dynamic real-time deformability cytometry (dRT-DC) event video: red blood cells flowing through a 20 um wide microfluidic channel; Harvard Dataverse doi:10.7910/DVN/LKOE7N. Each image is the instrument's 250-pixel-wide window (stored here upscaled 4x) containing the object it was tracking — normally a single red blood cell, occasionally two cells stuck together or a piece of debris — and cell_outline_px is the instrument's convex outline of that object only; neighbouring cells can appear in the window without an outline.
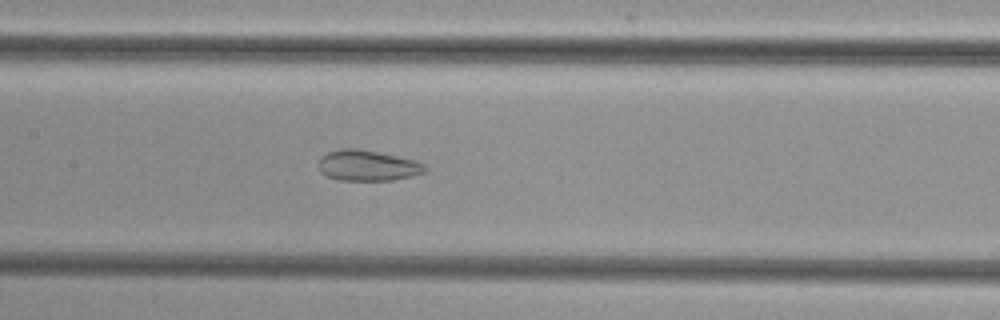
{"species": "common noctule bat (a hibernating species)", "species_latin": "Nyctalus noctula", "temperature_condition": "cold", "stored_images_in_passage": 38, "camera_frame_rate_fps": 3000, "um_per_image_px": 0.085, "animal": {"sex": "female", "body_mass_g": 29.2, "forearm_length_mm": 56.3}, "frame": {"image": 1, "passage_image": 18, "time_ms": 5.667, "image_size_px": [1000, 320], "cell_outline_px": [[428, 168], [424, 172], [412, 176], [392, 180], [340, 180], [328, 176], [320, 172], [320, 156], [328, 152], [340, 148], [356, 148], [396, 156], [412, 160], [424, 164]], "centroid_in_image_um": [31.23, 14.07], "position_along_channel_um": 176.2, "area_um2": 18.79}}
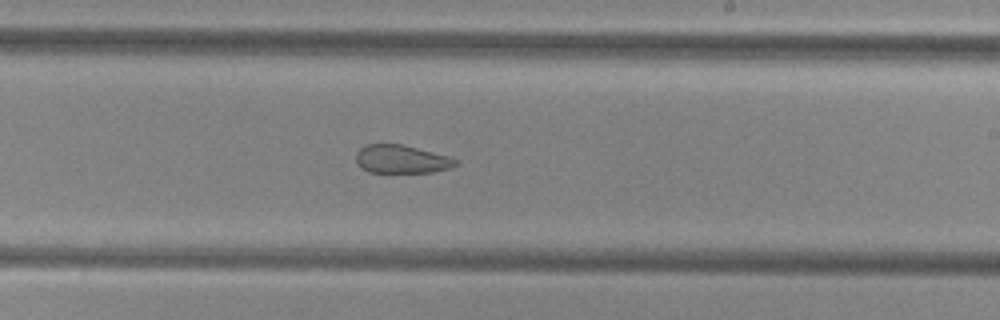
{"frame": {"image": 2, "passage_image": 24, "time_ms": 7.667, "image_size_px": [1000, 320], "cell_outline_px": [[460, 164], [452, 168], [436, 172], [368, 172], [356, 160], [356, 152], [364, 144], [400, 144], [448, 156], [460, 160]], "centroid_in_image_um": [34.19, 13.53], "position_along_channel_um": 254.8, "area_um2": 16.42}}
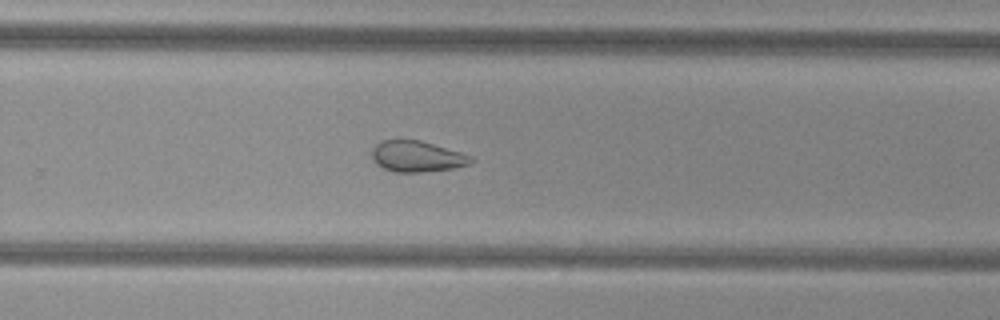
{"frame": {"image": 3, "passage_image": 27, "time_ms": 8.667, "image_size_px": [1000, 320], "cell_outline_px": [[476, 160], [468, 164], [456, 168], [420, 172], [396, 172], [384, 168], [376, 164], [372, 160], [372, 148], [380, 140], [420, 140], [460, 152], [472, 156]], "centroid_in_image_um": [35.43, 13.3], "position_along_channel_um": 294.4, "area_um2": 17.92}}